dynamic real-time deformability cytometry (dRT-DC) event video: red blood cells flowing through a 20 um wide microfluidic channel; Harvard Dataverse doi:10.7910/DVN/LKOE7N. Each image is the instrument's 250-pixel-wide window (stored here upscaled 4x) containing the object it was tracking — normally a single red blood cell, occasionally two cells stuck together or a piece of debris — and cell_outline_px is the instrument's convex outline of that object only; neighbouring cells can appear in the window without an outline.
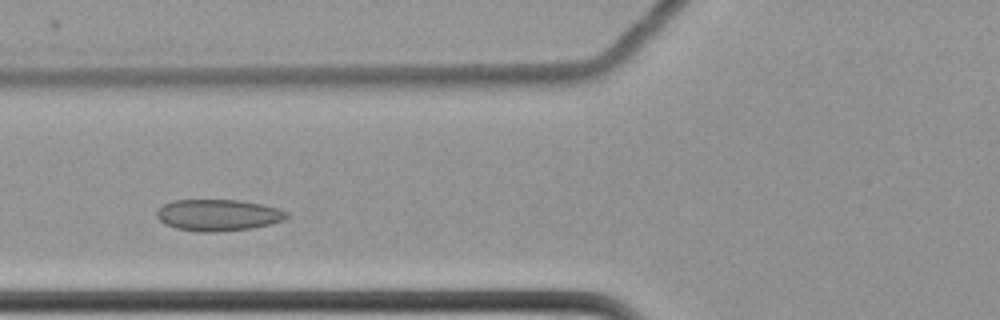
{"species": "common noctule bat (a hibernating species)", "species_latin": "Nyctalus noctula", "temperature_condition": "cold", "stored_images_in_passage": 40, "camera_frame_rate_fps": 3000, "um_per_image_px": 0.085, "animal": {"sex": "female", "body_mass_g": 22.7, "forearm_length_mm": 54.2}, "frame": {"image": 1, "passage_image": 6, "time_ms": 1.667, "image_size_px": [1000, 320], "cell_outline_px": [[288, 216], [284, 220], [252, 228], [216, 232], [200, 232], [176, 228], [160, 220], [156, 216], [156, 212], [164, 204], [172, 200], [240, 200], [260, 204], [276, 208], [288, 212]], "centroid_in_image_um": [18.53, 18.28], "position_along_channel_um": 107.3, "area_um2": 23.64}}
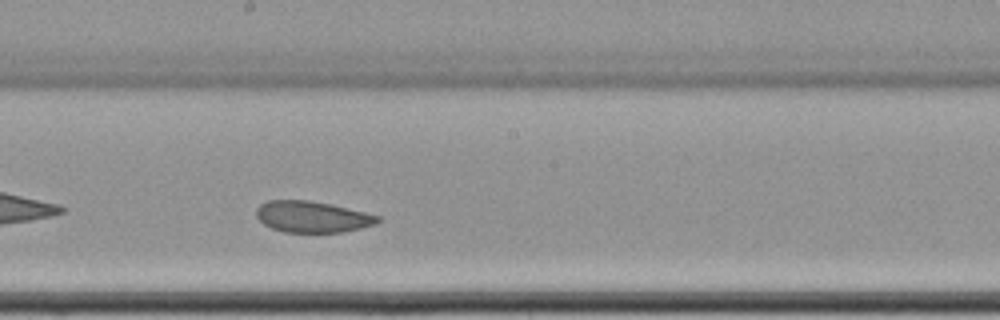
{"frame": {"image": 2, "passage_image": 16, "time_ms": 5.0, "image_size_px": [1000, 320], "cell_outline_px": [[380, 220], [376, 224], [344, 232], [284, 232], [272, 228], [264, 224], [256, 216], [256, 208], [260, 204], [268, 200], [308, 200], [328, 204], [364, 212], [380, 216]], "centroid_in_image_um": [26.52, 18.43], "position_along_channel_um": 221.7, "area_um2": 21.96}}
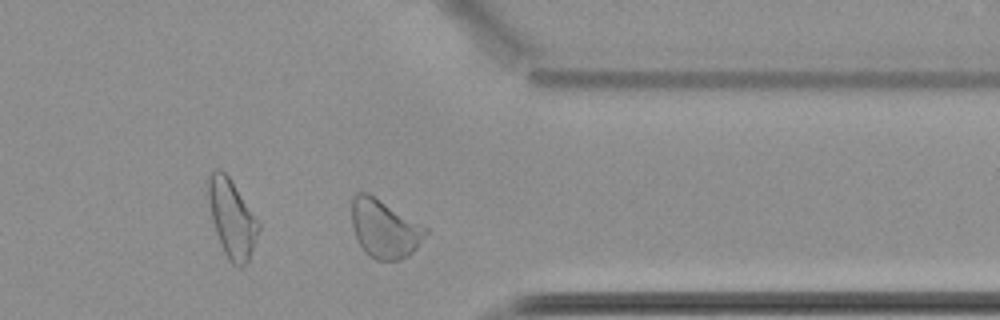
{"frame": {"image": 3, "passage_image": 30, "time_ms": 9.667, "image_size_px": [1000, 320], "cell_outline_px": [[428, 232], [416, 248], [408, 256], [400, 260], [376, 260], [368, 256], [364, 252], [356, 240], [352, 224], [352, 200], [356, 192], [368, 192], [428, 228]], "centroid_in_image_um": [32.66, 19.45], "position_along_channel_um": 378.7, "area_um2": 25.2}, "authors_computed_cell_mechanics": {"area_um2": 23.2067, "velocity_mm_per_s": 3.4373, "shape_relaxation_time_tau1_ms": 4.0211, "shape_relaxation_time_tau2_ms": 1.487, "deformation_change_tau1": 0.0594, "deformation_change_tau2": 0.0572}}